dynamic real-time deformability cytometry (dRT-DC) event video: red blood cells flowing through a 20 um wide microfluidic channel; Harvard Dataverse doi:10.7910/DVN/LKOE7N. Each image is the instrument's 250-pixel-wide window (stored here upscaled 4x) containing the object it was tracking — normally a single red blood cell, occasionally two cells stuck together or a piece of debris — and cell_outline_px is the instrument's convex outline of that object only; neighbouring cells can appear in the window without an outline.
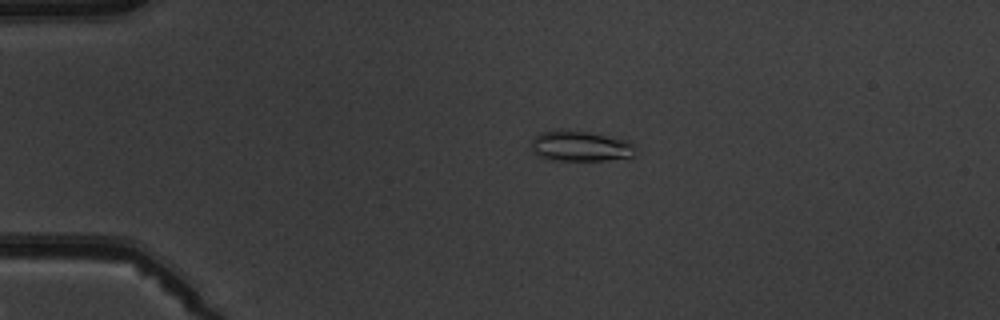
{"species": "common noctule bat (a hibernating species)", "species_latin": "Nyctalus noctula", "temperature_condition": "warm", "stored_images_in_passage": 4, "camera_frame_rate_fps": 3000, "um_per_image_px": 0.085, "animal": {"sex": "male", "body_mass_g": 19.5, "forearm_length_mm": 54.6}, "frame": {"image": 1, "passage_image": 3, "time_ms": 3.0, "image_size_px": [1000, 320], "cell_outline_px": [[636, 156], [608, 160], [552, 160], [536, 152], [532, 148], [532, 140], [536, 136], [544, 132], [556, 128], [588, 132], [624, 140], [636, 144]], "centroid_in_image_um": [49.4, 12.41], "position_along_channel_um": 35.6, "area_um2": 18.32}}